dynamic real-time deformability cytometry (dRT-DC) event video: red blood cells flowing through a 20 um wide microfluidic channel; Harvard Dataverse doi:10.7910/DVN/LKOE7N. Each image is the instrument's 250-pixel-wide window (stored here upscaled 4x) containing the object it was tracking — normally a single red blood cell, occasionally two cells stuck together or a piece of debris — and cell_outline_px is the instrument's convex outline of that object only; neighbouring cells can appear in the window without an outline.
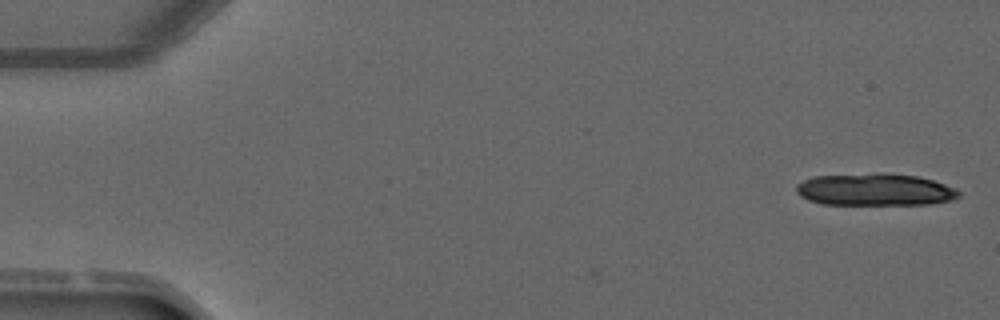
{"species": "common noctule bat (a hibernating species)", "species_latin": "Nyctalus noctula", "temperature_condition": "warm", "stored_images_in_passage": 5, "camera_frame_rate_fps": 3000, "um_per_image_px": 0.085, "animal": {"sex": "male", "forearm_length_mm": 52.5}, "frame": {"image": 1, "passage_image": 1, "time_ms": 0.0, "image_size_px": [1000, 320], "cell_outline_px": [[960, 196], [952, 200], [928, 204], [820, 204], [808, 200], [800, 196], [796, 192], [796, 184], [812, 176], [876, 172], [892, 172], [916, 176], [932, 180], [956, 188], [960, 192]], "centroid_in_image_um": [74.35, 16.1], "position_along_channel_um": 10.7, "area_um2": 30.92}}